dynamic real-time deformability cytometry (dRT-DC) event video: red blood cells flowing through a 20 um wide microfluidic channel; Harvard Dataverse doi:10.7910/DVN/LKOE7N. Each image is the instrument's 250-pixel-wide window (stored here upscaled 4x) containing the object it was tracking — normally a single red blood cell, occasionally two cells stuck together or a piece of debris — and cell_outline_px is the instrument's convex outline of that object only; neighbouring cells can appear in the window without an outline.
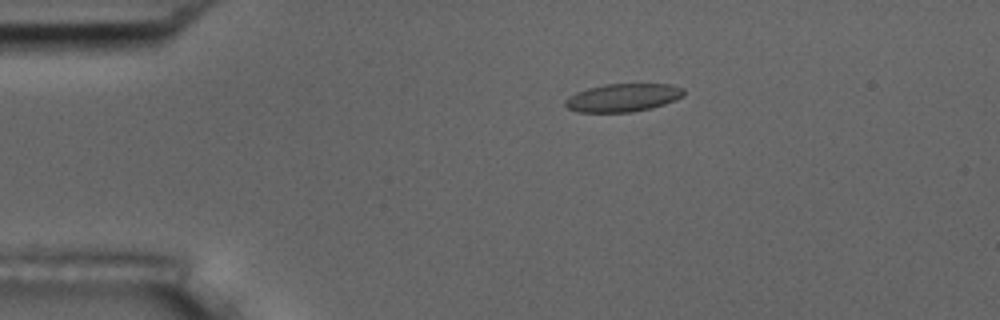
{"species": "common noctule bat (a hibernating species)", "species_latin": "Nyctalus noctula", "temperature_condition": "room temperature", "stored_images_in_passage": 45, "camera_frame_rate_fps": 3000, "um_per_image_px": 0.085, "animal": {"sex": "male", "body_mass_g": 17.5, "forearm_length_mm": 52.3}, "frame": {"image": 1, "passage_image": 1, "time_ms": 0.0, "image_size_px": [1000, 320], "cell_outline_px": [[684, 96], [676, 100], [652, 108], [632, 112], [576, 112], [568, 108], [564, 104], [564, 100], [568, 96], [576, 92], [588, 88], [604, 84], [672, 84], [684, 88]], "centroid_in_image_um": [52.95, 8.3], "position_along_channel_um": 32.0, "area_um2": 19.59}}
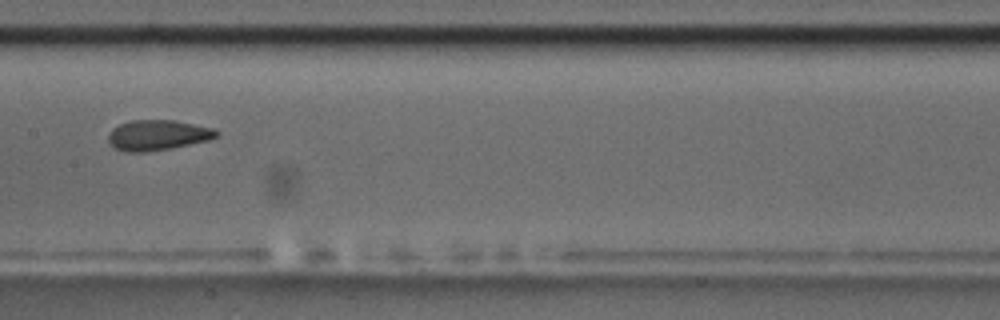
{"frame": {"image": 2, "passage_image": 18, "time_ms": 5.667, "image_size_px": [1000, 320], "cell_outline_px": [[220, 132], [216, 136], [208, 140], [172, 148], [144, 152], [124, 152], [116, 148], [108, 140], [108, 132], [112, 128], [120, 124], [132, 120], [176, 120], [212, 128]], "centroid_in_image_um": [13.38, 11.48], "position_along_channel_um": 194.0, "area_um2": 19.07}}
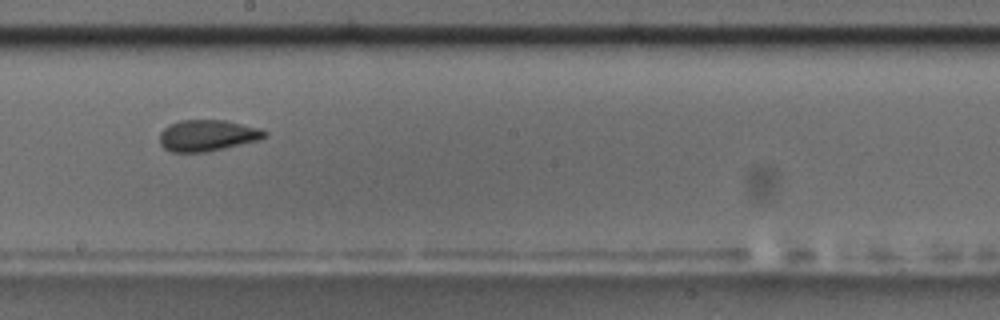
{"frame": {"image": 3, "passage_image": 21, "time_ms": 6.667, "image_size_px": [1000, 320], "cell_outline_px": [[268, 132], [260, 140], [224, 148], [204, 152], [172, 152], [164, 148], [160, 144], [160, 132], [168, 124], [180, 120], [224, 120], [260, 128]], "centroid_in_image_um": [17.61, 11.51], "position_along_channel_um": 230.6, "area_um2": 19.13}, "authors_computed_cell_mechanics": {"area_um2": 19.1896, "velocity_mm_per_s": 3.6838, "shape_relaxation_time_tau1_ms": 8.0975, "shape_relaxation_time_tau2_ms": 1.8031, "deformation_change_tau1": 0.1613, "deformation_change_tau2": 0.0761}}